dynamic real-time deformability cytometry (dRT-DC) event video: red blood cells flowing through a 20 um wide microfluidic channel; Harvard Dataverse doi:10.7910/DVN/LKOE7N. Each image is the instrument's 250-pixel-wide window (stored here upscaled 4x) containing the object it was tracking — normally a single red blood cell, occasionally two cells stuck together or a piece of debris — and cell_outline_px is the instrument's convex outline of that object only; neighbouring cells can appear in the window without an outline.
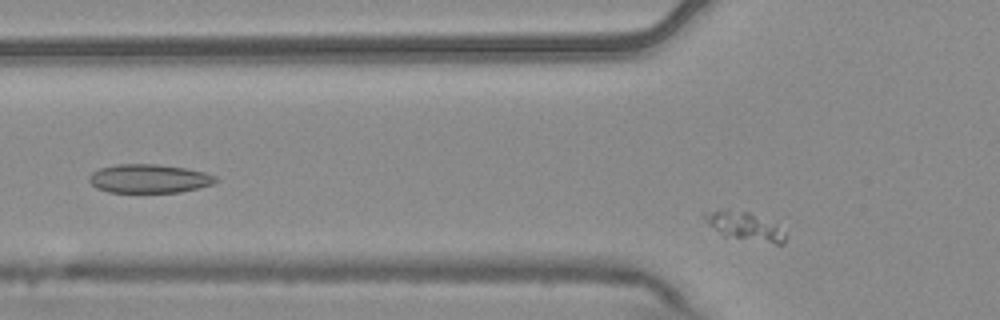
{"species": "common noctule bat (a hibernating species)", "species_latin": "Nyctalus noctula", "temperature_condition": "warm", "stored_images_in_passage": 2, "camera_frame_rate_fps": 3000, "um_per_image_px": 0.085, "animal": {"sex": "male", "body_mass_g": 20.4}, "frame": {"image": 1, "passage_image": 2, "time_ms": 0.333, "image_size_px": [1000, 320], "cell_outline_px": [[784, 244], [776, 244], [724, 236], [708, 224], [700, 216], [700, 212], [724, 208], [748, 212], [784, 232]], "centroid_in_image_um": [63.12, 19.2], "position_along_channel_um": 62.7, "area_um2": 13.01}}